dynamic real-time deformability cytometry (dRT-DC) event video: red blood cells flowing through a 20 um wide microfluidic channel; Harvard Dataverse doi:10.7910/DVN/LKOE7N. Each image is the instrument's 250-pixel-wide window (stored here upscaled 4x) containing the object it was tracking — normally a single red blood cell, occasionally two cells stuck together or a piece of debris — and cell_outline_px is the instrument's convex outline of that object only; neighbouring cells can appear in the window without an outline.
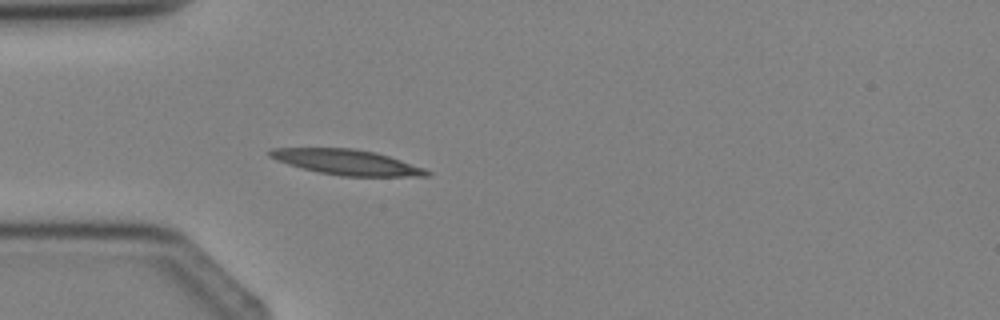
{"species": "Egyptian fruit bat (a non-hibernating species)", "species_latin": "Rousettus aegyptiacus", "temperature_condition": "cold", "stored_images_in_passage": 3, "camera_frame_rate_fps": 3000, "um_per_image_px": 0.085, "animal": {"sex": "female"}, "frame": {"image": 1, "passage_image": 3, "time_ms": 2.333, "image_size_px": [1000, 320], "cell_outline_px": [[432, 176], [340, 176], [320, 172], [288, 164], [276, 160], [268, 156], [268, 152], [272, 148], [352, 148], [376, 152], [424, 168], [432, 172]], "centroid_in_image_um": [29.49, 13.78], "position_along_channel_um": 55.5, "area_um2": 22.95}}